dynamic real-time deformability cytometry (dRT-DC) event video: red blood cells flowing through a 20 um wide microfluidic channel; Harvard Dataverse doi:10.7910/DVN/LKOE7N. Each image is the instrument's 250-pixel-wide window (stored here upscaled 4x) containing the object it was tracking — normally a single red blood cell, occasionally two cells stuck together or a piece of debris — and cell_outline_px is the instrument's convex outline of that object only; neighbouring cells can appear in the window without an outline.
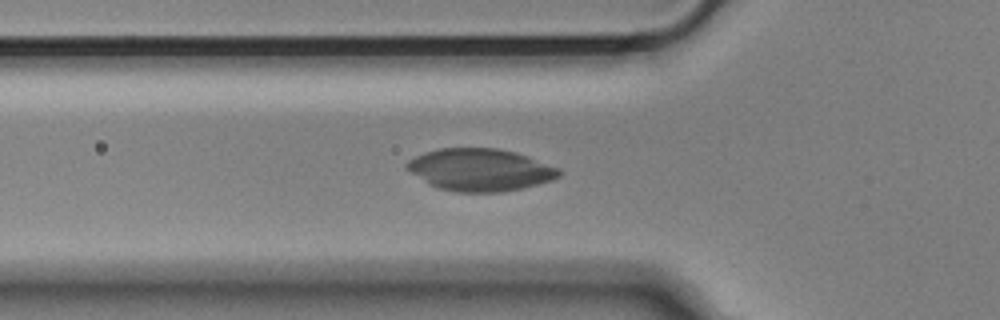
{"species": "Egyptian fruit bat (a non-hibernating species)", "species_latin": "Rousettus aegyptiacus", "temperature_condition": "cold", "stored_images_in_passage": 54, "camera_frame_rate_fps": 3000, "um_per_image_px": 0.085, "animal": {"sex": "male"}, "frame": {"image": 1, "passage_image": 18, "time_ms": 5.667, "image_size_px": [1000, 320], "cell_outline_px": [[560, 176], [552, 180], [524, 188], [500, 192], [456, 192], [436, 188], [428, 184], [404, 168], [404, 164], [408, 160], [424, 152], [440, 148], [496, 148], [516, 152], [528, 156], [560, 168]], "centroid_in_image_um": [40.79, 14.43], "position_along_channel_um": 85.0, "area_um2": 37.8}}
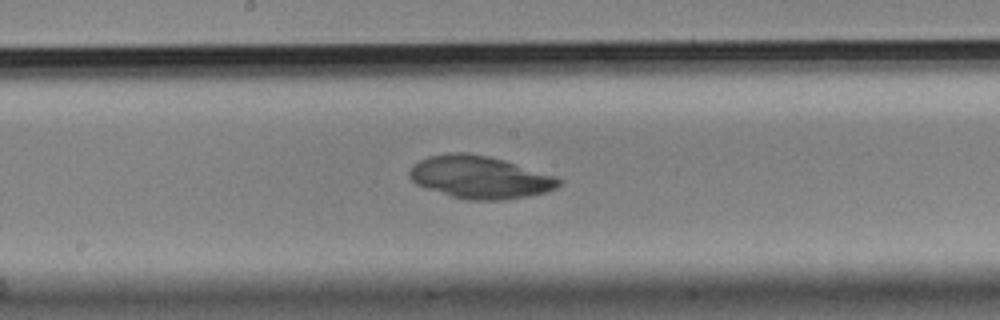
{"frame": {"image": 2, "passage_image": 28, "time_ms": 9.0, "image_size_px": [1000, 320], "cell_outline_px": [[560, 184], [556, 188], [548, 192], [528, 196], [504, 200], [464, 200], [416, 184], [408, 176], [408, 172], [412, 164], [428, 156], [448, 152], [468, 152], [488, 156], [504, 160], [556, 176], [560, 180]], "centroid_in_image_um": [40.78, 15.06], "position_along_channel_um": 207.4, "area_um2": 37.17}}
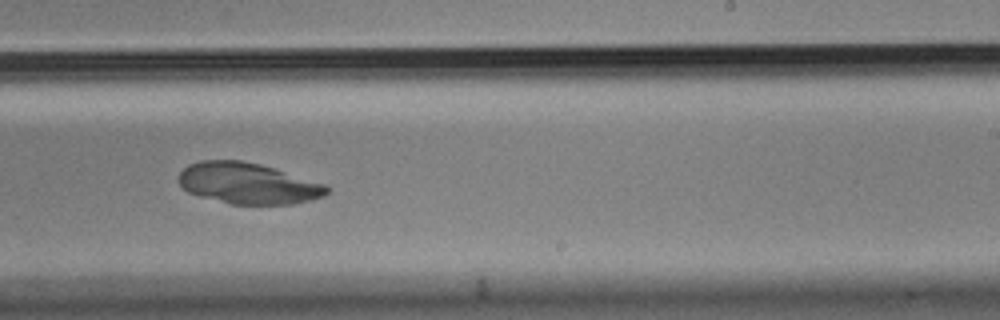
{"frame": {"image": 3, "passage_image": 33, "time_ms": 10.667, "image_size_px": [1000, 320], "cell_outline_px": [[332, 192], [324, 196], [312, 200], [292, 204], [232, 204], [200, 196], [188, 192], [180, 184], [176, 176], [188, 164], [200, 160], [240, 160], [260, 164], [328, 184], [332, 188]], "centroid_in_image_um": [21.13, 15.58], "position_along_channel_um": 267.9, "area_um2": 35.84}}